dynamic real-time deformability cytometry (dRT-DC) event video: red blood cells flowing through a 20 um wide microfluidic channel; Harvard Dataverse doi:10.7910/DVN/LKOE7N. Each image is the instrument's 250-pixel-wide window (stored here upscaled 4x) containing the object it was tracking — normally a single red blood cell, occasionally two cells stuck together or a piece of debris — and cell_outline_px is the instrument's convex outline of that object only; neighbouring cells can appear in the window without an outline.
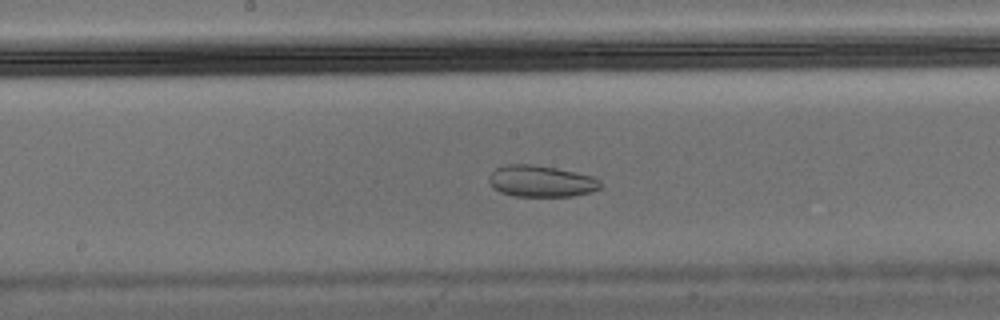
{"species": "Egyptian fruit bat (a non-hibernating species)", "species_latin": "Rousettus aegyptiacus", "temperature_condition": "warm", "stored_images_in_passage": 46, "camera_frame_rate_fps": 3000, "um_per_image_px": 0.085, "animal": {"sex": "male"}, "frame": {"image": 1, "passage_image": 18, "time_ms": 5.667, "image_size_px": [1000, 320], "cell_outline_px": [[600, 188], [592, 192], [572, 196], [512, 196], [500, 192], [488, 180], [488, 176], [496, 168], [504, 164], [532, 164], [556, 168], [592, 176], [600, 180]], "centroid_in_image_um": [45.98, 15.4], "position_along_channel_um": 202.2, "area_um2": 20.4}}
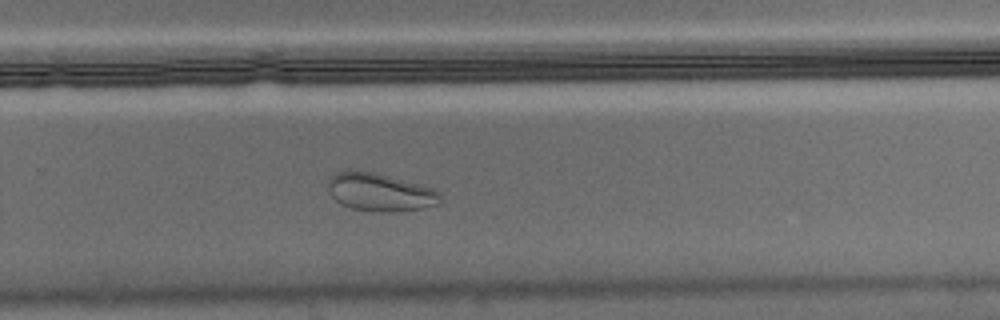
{"frame": {"image": 2, "passage_image": 26, "time_ms": 8.333, "image_size_px": [1000, 320], "cell_outline_px": [[440, 200], [436, 204], [424, 208], [400, 212], [376, 212], [352, 208], [340, 204], [328, 192], [328, 180], [336, 172], [348, 168], [352, 168], [372, 172], [420, 184], [432, 188], [440, 192]], "centroid_in_image_um": [32.25, 16.33], "position_along_channel_um": 297.5, "area_um2": 25.14}}
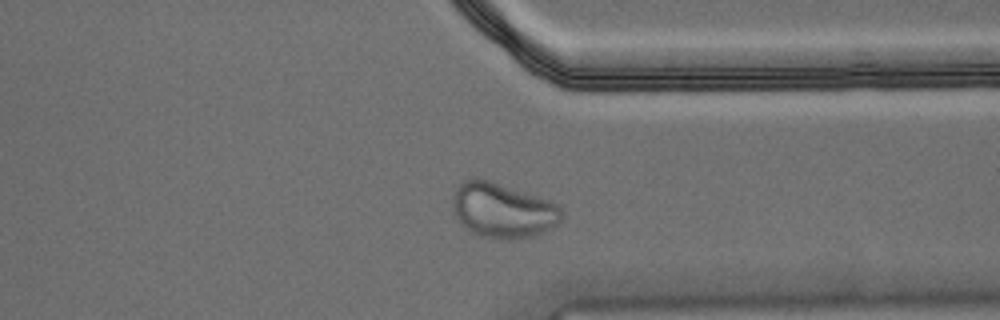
{"frame": {"image": 3, "passage_image": 32, "time_ms": 10.333, "image_size_px": [1000, 320], "cell_outline_px": [[564, 216], [552, 228], [528, 236], [480, 236], [472, 232], [460, 224], [452, 212], [452, 196], [456, 188], [464, 180], [472, 176], [488, 180], [548, 200], [556, 204], [564, 212]], "centroid_in_image_um": [42.66, 17.83], "position_along_channel_um": 368.7, "area_um2": 34.1}, "authors_computed_cell_mechanics": {"area_um2": 26.4146, "velocity_mm_per_s": 3.5947, "shape_relaxation_time_tau1_ms": null, "shape_relaxation_time_tau2_ms": 1.8394, "deformation_change_tau1": null, "deformation_change_tau2": 0.0512}}